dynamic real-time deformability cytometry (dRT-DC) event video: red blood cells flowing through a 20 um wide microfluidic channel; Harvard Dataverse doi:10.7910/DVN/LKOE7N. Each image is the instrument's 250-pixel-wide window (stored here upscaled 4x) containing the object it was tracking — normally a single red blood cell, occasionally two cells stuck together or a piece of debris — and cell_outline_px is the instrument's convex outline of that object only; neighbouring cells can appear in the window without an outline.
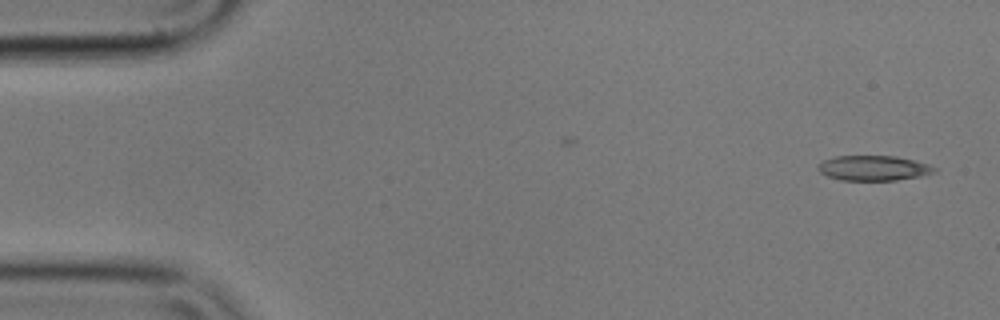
{"species": "common noctule bat (a hibernating species)", "species_latin": "Nyctalus noctula", "temperature_condition": "cold", "stored_images_in_passage": 18, "camera_frame_rate_fps": 3000, "um_per_image_px": 0.085, "animal": {"sex": "male", "body_mass_g": 17.9}, "frame": {"image": 1, "passage_image": 1, "time_ms": 0.0, "image_size_px": [1000, 320], "cell_outline_px": [[936, 172], [920, 176], [896, 180], [840, 180], [828, 176], [820, 172], [816, 168], [824, 160], [836, 156], [896, 156], [928, 164], [936, 168]], "centroid_in_image_um": [74.24, 14.29], "position_along_channel_um": 10.8, "area_um2": 16.82}}
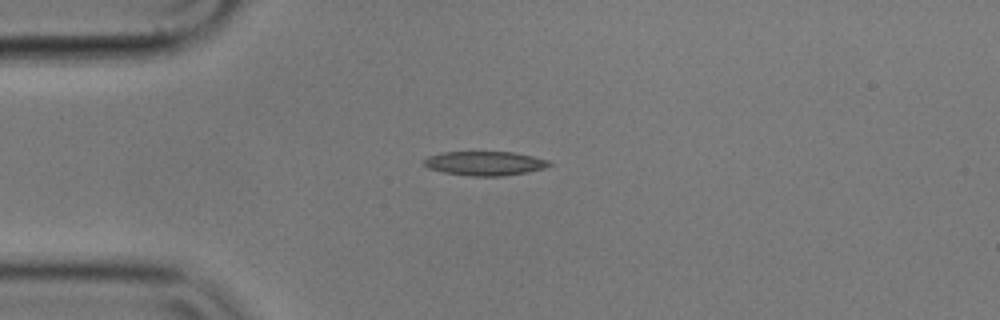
{"frame": {"image": 2, "passage_image": 12, "time_ms": 3.667, "image_size_px": [1000, 320], "cell_outline_px": [[552, 164], [544, 168], [528, 172], [504, 176], [468, 176], [444, 172], [428, 168], [424, 164], [424, 160], [428, 156], [444, 152], [512, 152], [532, 156], [548, 160]], "centroid_in_image_um": [41.22, 13.89], "position_along_channel_um": 43.8, "area_um2": 17.57}}
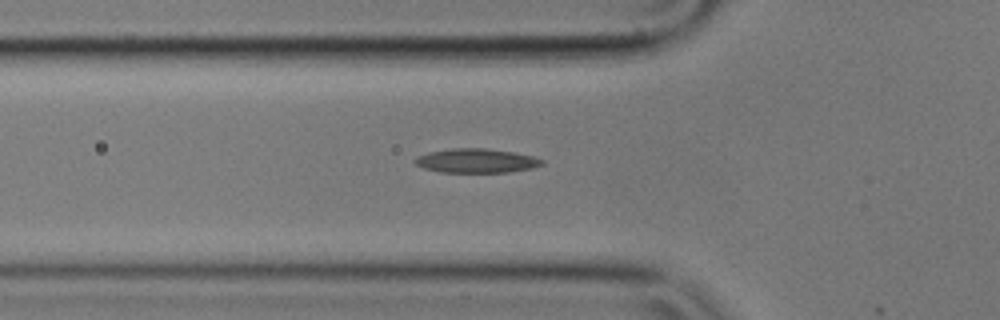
{"frame": {"image": 3, "passage_image": 17, "time_ms": 5.333, "image_size_px": [1000, 320], "cell_outline_px": [[544, 164], [532, 168], [508, 172], [440, 172], [424, 168], [416, 164], [412, 160], [416, 156], [428, 152], [452, 148], [484, 148], [512, 152], [532, 156], [544, 160]], "centroid_in_image_um": [40.46, 13.66], "position_along_channel_um": 85.3, "area_um2": 17.86}}